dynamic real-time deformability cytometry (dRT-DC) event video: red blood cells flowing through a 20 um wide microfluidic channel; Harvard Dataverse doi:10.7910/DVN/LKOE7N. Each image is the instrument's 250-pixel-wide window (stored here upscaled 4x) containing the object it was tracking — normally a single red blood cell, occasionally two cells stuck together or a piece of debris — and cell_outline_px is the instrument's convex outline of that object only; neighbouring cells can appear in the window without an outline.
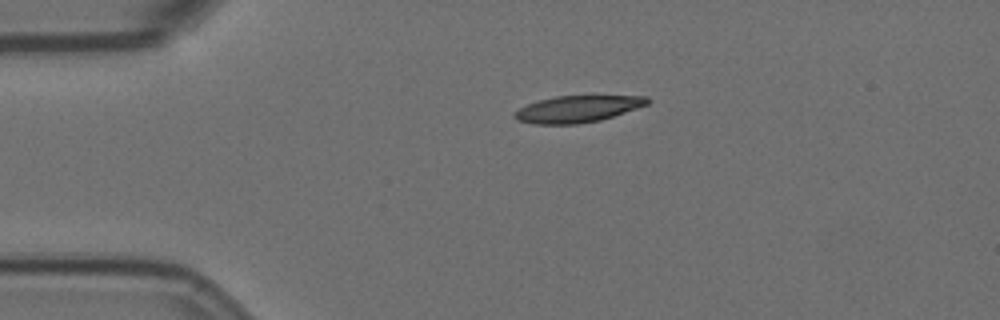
{"species": "Egyptian fruit bat (a non-hibernating species)", "species_latin": "Rousettus aegyptiacus", "temperature_condition": "room temperature", "stored_images_in_passage": 38, "camera_frame_rate_fps": 3000, "um_per_image_px": 0.085, "animal": {"sex": "female"}, "frame": {"image": 1, "passage_image": 1, "time_ms": 0.0, "image_size_px": [1000, 320], "cell_outline_px": [[652, 100], [648, 104], [600, 120], [576, 124], [532, 124], [516, 120], [512, 116], [520, 108], [528, 104], [540, 100], [556, 96], [648, 96]], "centroid_in_image_um": [49.08, 9.26], "position_along_channel_um": 35.9, "area_um2": 20.46}}
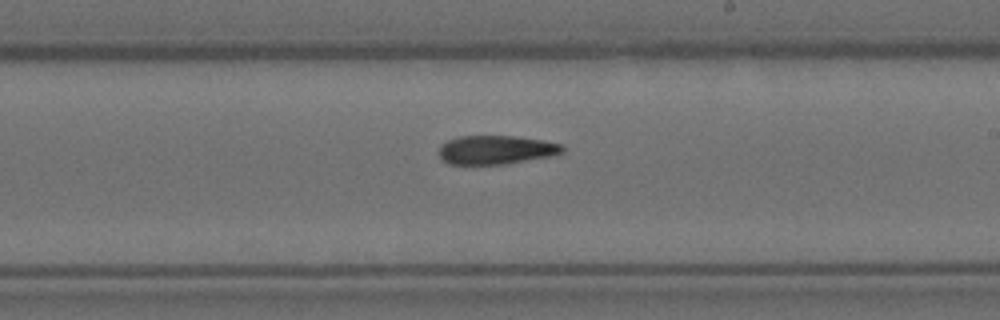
{"frame": {"image": 2, "passage_image": 22, "time_ms": 7.0, "image_size_px": [1000, 320], "cell_outline_px": [[564, 152], [552, 156], [504, 164], [448, 164], [440, 160], [436, 152], [440, 144], [448, 140], [460, 136], [516, 136], [540, 140], [560, 144], [564, 148]], "centroid_in_image_um": [42.08, 12.74], "position_along_channel_um": 246.9, "area_um2": 20.92}}
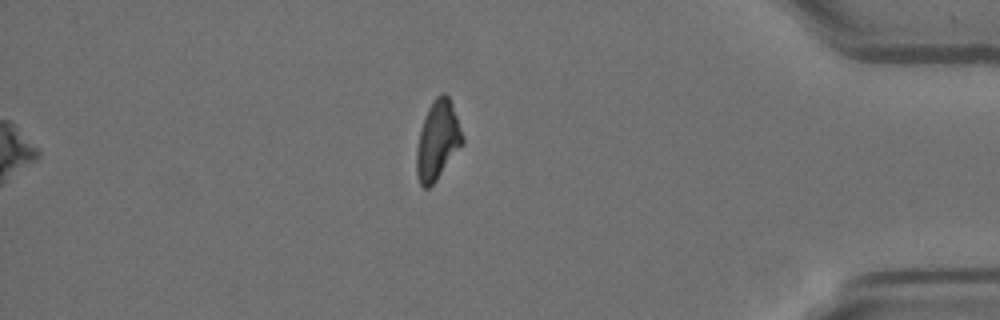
{"frame": {"image": 3, "passage_image": 38, "time_ms": 12.333, "image_size_px": [1000, 320], "cell_outline_px": [[464, 144], [436, 180], [428, 188], [424, 188], [420, 184], [416, 172], [416, 148], [420, 128], [428, 108], [432, 100], [440, 92], [444, 92], [448, 96], [452, 104], [464, 136]], "centroid_in_image_um": [37.2, 11.91], "position_along_channel_um": 398.0, "area_um2": 21.33}, "authors_computed_cell_mechanics": {"area_um2": 21.6172, "velocity_mm_per_s": 3.5235, "shape_relaxation_time_tau1_ms": 7.2976, "shape_relaxation_time_tau2_ms": 7.738, "deformation_change_tau1": 0.2011, "deformation_change_tau2": 0.1904}}